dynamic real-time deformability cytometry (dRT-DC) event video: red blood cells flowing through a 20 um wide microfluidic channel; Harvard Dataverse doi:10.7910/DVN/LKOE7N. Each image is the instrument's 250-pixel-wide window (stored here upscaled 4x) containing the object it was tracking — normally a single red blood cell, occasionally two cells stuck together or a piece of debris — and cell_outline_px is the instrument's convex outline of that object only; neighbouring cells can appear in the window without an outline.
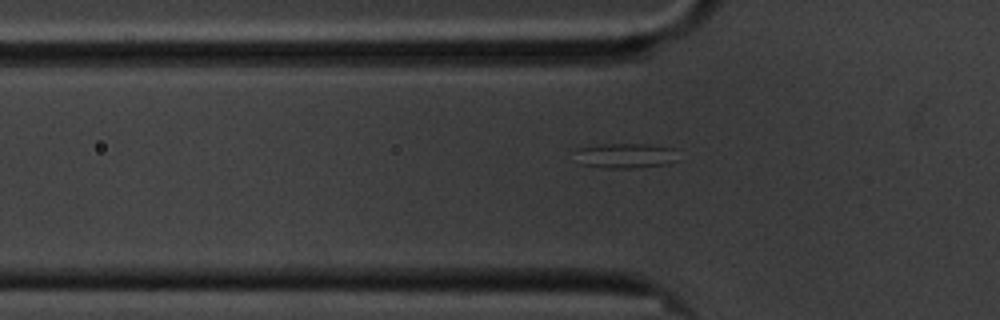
{"species": "common noctule bat (a hibernating species)", "species_latin": "Nyctalus noctula", "temperature_condition": "cold", "stored_images_in_passage": 38, "segment_of_instrument_passage": [1, 2], "camera_frame_rate_fps": 3000, "um_per_image_px": 0.085, "animal": {"sex": "male", "body_mass_g": 20.1, "forearm_length_mm": 53.5}, "frame": {"image": 1, "passage_image": 6, "time_ms": 1.667, "image_size_px": [1000, 320], "cell_outline_px": [[676, 160], [668, 164], [632, 168], [604, 168], [580, 164], [580, 148], [600, 144], [648, 144], [672, 148]], "centroid_in_image_um": [53.2, 13.24], "position_along_channel_um": 72.6, "area_um2": 14.51}}
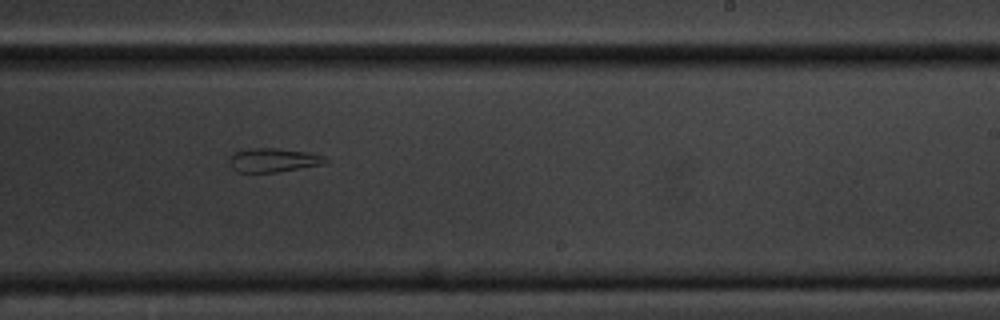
{"frame": {"image": 2, "passage_image": 23, "time_ms": 7.333, "image_size_px": [1000, 320], "cell_outline_px": [[328, 160], [324, 164], [276, 172], [236, 172], [228, 164], [228, 156], [232, 152], [248, 148], [276, 148], [308, 152], [324, 156]], "centroid_in_image_um": [23.15, 13.6], "position_along_channel_um": 265.8, "area_um2": 13.58}}
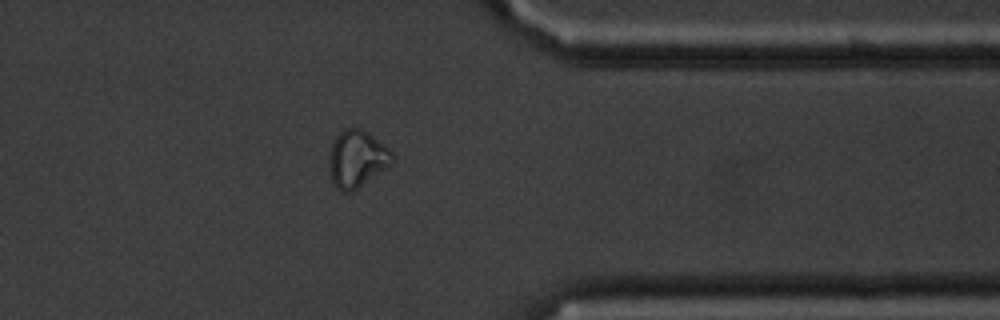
{"frame": {"image": 3, "passage_image": 34, "time_ms": 11.0, "image_size_px": [1000, 320], "cell_outline_px": [[396, 156], [392, 164], [352, 192], [340, 192], [336, 188], [332, 180], [328, 164], [332, 144], [336, 136], [344, 128], [360, 128], [368, 132], [384, 144]], "centroid_in_image_um": [30.35, 13.5], "position_along_channel_um": 381.0, "area_um2": 21.1}}